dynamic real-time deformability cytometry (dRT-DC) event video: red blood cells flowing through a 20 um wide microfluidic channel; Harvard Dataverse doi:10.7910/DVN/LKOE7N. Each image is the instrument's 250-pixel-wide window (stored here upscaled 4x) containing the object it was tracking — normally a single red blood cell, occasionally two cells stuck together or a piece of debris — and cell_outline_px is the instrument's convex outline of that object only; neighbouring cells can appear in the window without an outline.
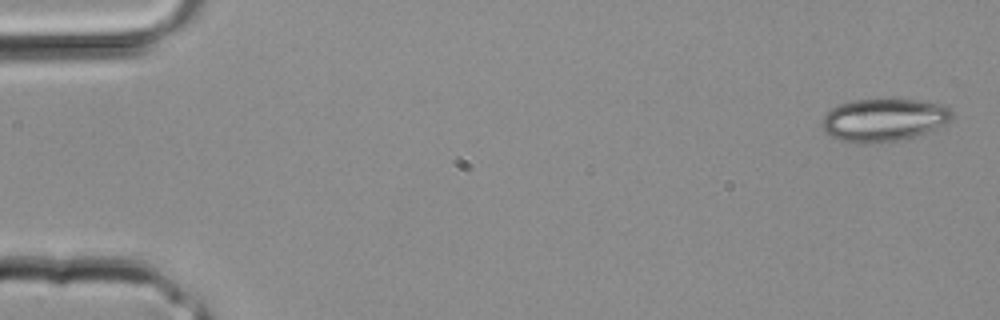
{"species": "common noctule bat (a hibernating species)", "species_latin": "Nyctalus noctula", "temperature_condition": "room temperature", "stored_images_in_passage": 35, "camera_frame_rate_fps": 3000, "um_per_image_px": 0.085, "animal": {"sex": "male", "body_mass_g": 20.4}, "frame": {"image": 1, "passage_image": 1, "time_ms": 0.0, "image_size_px": [1000, 320], "cell_outline_px": [[952, 120], [936, 128], [904, 140], [868, 144], [864, 144], [840, 140], [824, 132], [820, 124], [820, 120], [824, 112], [840, 104], [856, 100], [916, 100], [936, 104], [948, 108], [952, 112]], "centroid_in_image_um": [75.05, 10.22], "position_along_channel_um": 10.0, "area_um2": 32.37}}
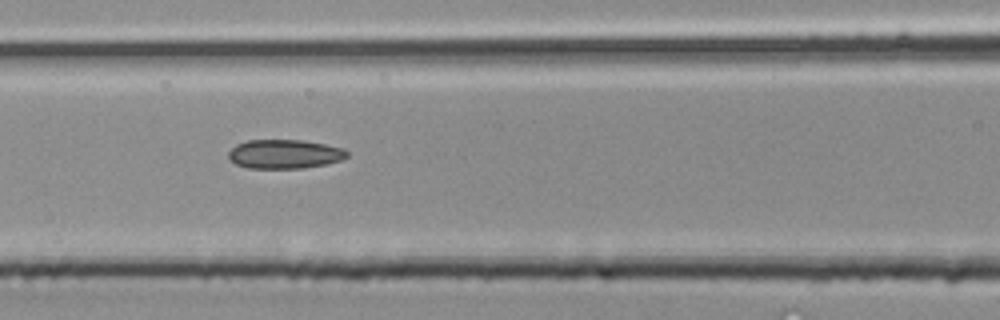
{"frame": {"image": 2, "passage_image": 15, "time_ms": 4.667, "image_size_px": [1000, 320], "cell_outline_px": [[348, 156], [340, 160], [324, 164], [304, 168], [248, 168], [236, 164], [228, 156], [228, 152], [236, 144], [248, 140], [304, 140], [344, 148], [348, 152]], "centroid_in_image_um": [24.19, 13.09], "position_along_channel_um": 142.4, "area_um2": 20.0}}
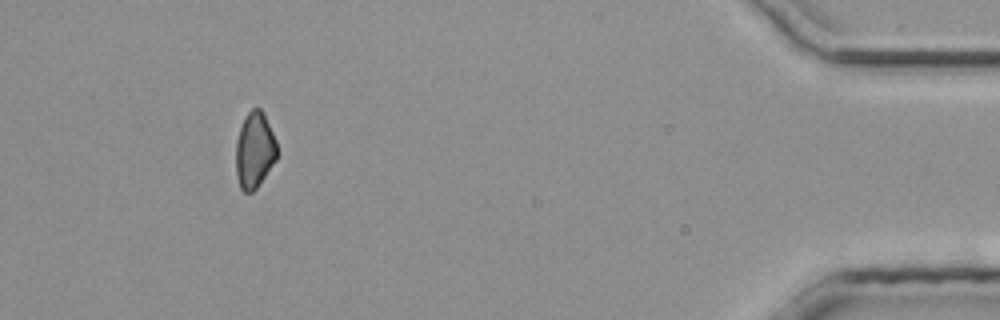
{"frame": {"image": 3, "passage_image": 32, "time_ms": 10.333, "image_size_px": [1000, 320], "cell_outline_px": [[276, 160], [256, 188], [252, 192], [244, 192], [240, 188], [236, 176], [236, 140], [240, 128], [248, 112], [252, 108], [260, 108], [264, 112], [276, 140]], "centroid_in_image_um": [21.63, 12.76], "position_along_channel_um": 413.6, "area_um2": 18.15}}